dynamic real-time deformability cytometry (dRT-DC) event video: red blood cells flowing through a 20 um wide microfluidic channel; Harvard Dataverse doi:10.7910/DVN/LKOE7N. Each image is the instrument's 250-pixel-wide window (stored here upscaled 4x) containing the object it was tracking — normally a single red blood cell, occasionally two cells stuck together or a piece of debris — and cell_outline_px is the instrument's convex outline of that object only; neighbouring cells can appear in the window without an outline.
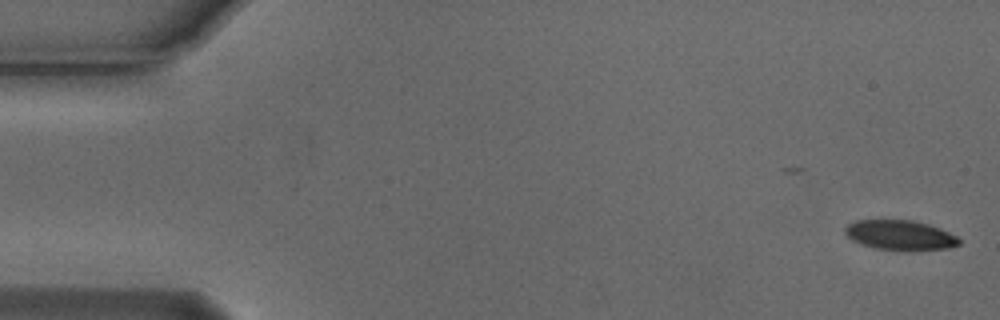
{"species": "Egyptian fruit bat (a non-hibernating species)", "species_latin": "Rousettus aegyptiacus", "temperature_condition": "cold", "stored_images_in_passage": 6, "camera_frame_rate_fps": 3000, "um_per_image_px": 0.085, "animal": {"sex": "male"}, "frame": {"image": 1, "passage_image": 1, "time_ms": 0.0, "image_size_px": [1000, 320], "cell_outline_px": [[960, 244], [948, 248], [908, 252], [904, 252], [876, 248], [860, 244], [852, 240], [844, 232], [844, 228], [848, 224], [856, 220], [912, 220], [928, 224], [940, 228], [956, 236], [960, 240]], "centroid_in_image_um": [76.51, 20.01], "position_along_channel_um": 8.5, "area_um2": 20.17}}
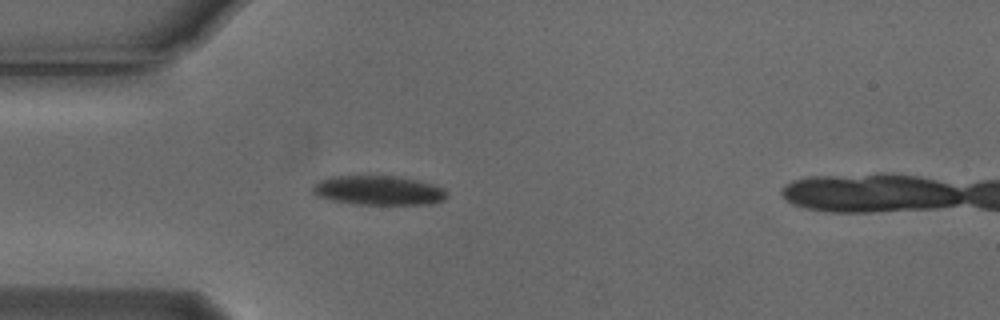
{"frame": {"image": 2, "passage_image": 5, "time_ms": 1.333, "image_size_px": [1000, 320], "cell_outline_px": [[448, 196], [444, 200], [432, 204], [352, 204], [332, 200], [316, 196], [312, 192], [312, 188], [320, 180], [332, 176], [396, 176], [416, 180], [432, 184], [444, 188], [448, 192]], "centroid_in_image_um": [32.19, 16.19], "position_along_channel_um": 52.8, "area_um2": 23.0}}